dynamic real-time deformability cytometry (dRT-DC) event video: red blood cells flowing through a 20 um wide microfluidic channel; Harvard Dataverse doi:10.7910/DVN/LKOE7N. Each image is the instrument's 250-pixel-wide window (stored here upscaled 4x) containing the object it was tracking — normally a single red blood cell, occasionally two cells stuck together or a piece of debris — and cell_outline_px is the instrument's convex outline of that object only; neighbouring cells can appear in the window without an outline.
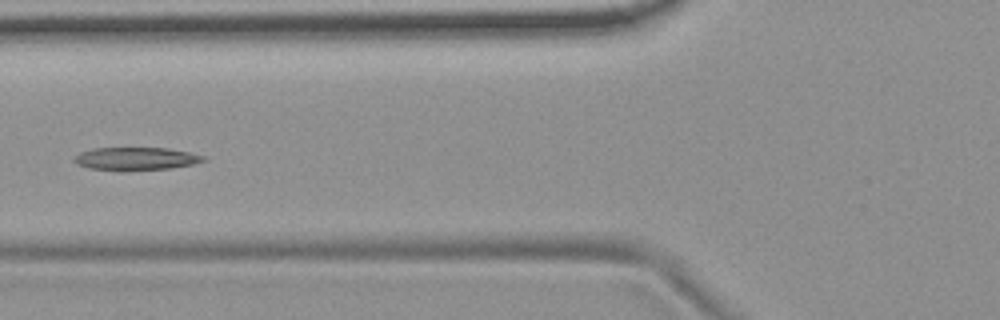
{"species": "common noctule bat (a hibernating species)", "species_latin": "Nyctalus noctula", "temperature_condition": "room temperature", "stored_images_in_passage": 7, "camera_frame_rate_fps": 3000, "um_per_image_px": 0.085, "animal": {"sex": "female", "body_mass_g": 19.9}, "frame": {"image": 1, "passage_image": 7, "time_ms": 6.667, "image_size_px": [1000, 320], "cell_outline_px": [[208, 160], [192, 164], [172, 168], [120, 172], [88, 168], [76, 164], [72, 160], [72, 156], [80, 152], [92, 148], [168, 148], [188, 152], [204, 156]], "centroid_in_image_um": [11.48, 13.51], "position_along_channel_um": 114.3, "area_um2": 17.74}}